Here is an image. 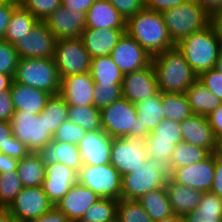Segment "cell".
<instances>
[{
    "mask_svg": "<svg viewBox=\"0 0 222 222\" xmlns=\"http://www.w3.org/2000/svg\"><path fill=\"white\" fill-rule=\"evenodd\" d=\"M210 192L222 199V157L215 153V174Z\"/></svg>",
    "mask_w": 222,
    "mask_h": 222,
    "instance_id": "obj_55",
    "label": "cell"
},
{
    "mask_svg": "<svg viewBox=\"0 0 222 222\" xmlns=\"http://www.w3.org/2000/svg\"><path fill=\"white\" fill-rule=\"evenodd\" d=\"M183 222H219V221H206V220H198L196 221L190 214H187L182 217Z\"/></svg>",
    "mask_w": 222,
    "mask_h": 222,
    "instance_id": "obj_65",
    "label": "cell"
},
{
    "mask_svg": "<svg viewBox=\"0 0 222 222\" xmlns=\"http://www.w3.org/2000/svg\"><path fill=\"white\" fill-rule=\"evenodd\" d=\"M215 68L218 69L222 73V51L219 55V58H218V61H217V64H216Z\"/></svg>",
    "mask_w": 222,
    "mask_h": 222,
    "instance_id": "obj_66",
    "label": "cell"
},
{
    "mask_svg": "<svg viewBox=\"0 0 222 222\" xmlns=\"http://www.w3.org/2000/svg\"><path fill=\"white\" fill-rule=\"evenodd\" d=\"M18 60L14 45L0 40V73L14 76Z\"/></svg>",
    "mask_w": 222,
    "mask_h": 222,
    "instance_id": "obj_46",
    "label": "cell"
},
{
    "mask_svg": "<svg viewBox=\"0 0 222 222\" xmlns=\"http://www.w3.org/2000/svg\"><path fill=\"white\" fill-rule=\"evenodd\" d=\"M78 182L100 198L121 199L122 176L110 163L101 166L83 165L78 172Z\"/></svg>",
    "mask_w": 222,
    "mask_h": 222,
    "instance_id": "obj_9",
    "label": "cell"
},
{
    "mask_svg": "<svg viewBox=\"0 0 222 222\" xmlns=\"http://www.w3.org/2000/svg\"><path fill=\"white\" fill-rule=\"evenodd\" d=\"M101 198L86 186L76 182L55 205L70 222H79L91 205Z\"/></svg>",
    "mask_w": 222,
    "mask_h": 222,
    "instance_id": "obj_21",
    "label": "cell"
},
{
    "mask_svg": "<svg viewBox=\"0 0 222 222\" xmlns=\"http://www.w3.org/2000/svg\"><path fill=\"white\" fill-rule=\"evenodd\" d=\"M138 201L154 222L174 215L165 186L147 192Z\"/></svg>",
    "mask_w": 222,
    "mask_h": 222,
    "instance_id": "obj_30",
    "label": "cell"
},
{
    "mask_svg": "<svg viewBox=\"0 0 222 222\" xmlns=\"http://www.w3.org/2000/svg\"><path fill=\"white\" fill-rule=\"evenodd\" d=\"M18 5L19 4L10 1L0 2V40H4L13 10Z\"/></svg>",
    "mask_w": 222,
    "mask_h": 222,
    "instance_id": "obj_51",
    "label": "cell"
},
{
    "mask_svg": "<svg viewBox=\"0 0 222 222\" xmlns=\"http://www.w3.org/2000/svg\"><path fill=\"white\" fill-rule=\"evenodd\" d=\"M125 20L145 8V0H108Z\"/></svg>",
    "mask_w": 222,
    "mask_h": 222,
    "instance_id": "obj_49",
    "label": "cell"
},
{
    "mask_svg": "<svg viewBox=\"0 0 222 222\" xmlns=\"http://www.w3.org/2000/svg\"><path fill=\"white\" fill-rule=\"evenodd\" d=\"M15 112L10 90L0 92V121L10 122Z\"/></svg>",
    "mask_w": 222,
    "mask_h": 222,
    "instance_id": "obj_50",
    "label": "cell"
},
{
    "mask_svg": "<svg viewBox=\"0 0 222 222\" xmlns=\"http://www.w3.org/2000/svg\"><path fill=\"white\" fill-rule=\"evenodd\" d=\"M45 165L62 163L79 172L83 167L78 145L52 140L38 152Z\"/></svg>",
    "mask_w": 222,
    "mask_h": 222,
    "instance_id": "obj_25",
    "label": "cell"
},
{
    "mask_svg": "<svg viewBox=\"0 0 222 222\" xmlns=\"http://www.w3.org/2000/svg\"><path fill=\"white\" fill-rule=\"evenodd\" d=\"M2 1H10V2H14L17 4H20L21 0H2Z\"/></svg>",
    "mask_w": 222,
    "mask_h": 222,
    "instance_id": "obj_68",
    "label": "cell"
},
{
    "mask_svg": "<svg viewBox=\"0 0 222 222\" xmlns=\"http://www.w3.org/2000/svg\"><path fill=\"white\" fill-rule=\"evenodd\" d=\"M186 1L188 0H145V8L161 13L169 8L177 7Z\"/></svg>",
    "mask_w": 222,
    "mask_h": 222,
    "instance_id": "obj_53",
    "label": "cell"
},
{
    "mask_svg": "<svg viewBox=\"0 0 222 222\" xmlns=\"http://www.w3.org/2000/svg\"><path fill=\"white\" fill-rule=\"evenodd\" d=\"M44 22L57 40L78 38L86 29V13L61 5Z\"/></svg>",
    "mask_w": 222,
    "mask_h": 222,
    "instance_id": "obj_17",
    "label": "cell"
},
{
    "mask_svg": "<svg viewBox=\"0 0 222 222\" xmlns=\"http://www.w3.org/2000/svg\"><path fill=\"white\" fill-rule=\"evenodd\" d=\"M13 77L23 85L59 94L61 78L54 58H19Z\"/></svg>",
    "mask_w": 222,
    "mask_h": 222,
    "instance_id": "obj_6",
    "label": "cell"
},
{
    "mask_svg": "<svg viewBox=\"0 0 222 222\" xmlns=\"http://www.w3.org/2000/svg\"><path fill=\"white\" fill-rule=\"evenodd\" d=\"M68 120L82 127L86 132L102 129L101 111L94 105L69 106Z\"/></svg>",
    "mask_w": 222,
    "mask_h": 222,
    "instance_id": "obj_37",
    "label": "cell"
},
{
    "mask_svg": "<svg viewBox=\"0 0 222 222\" xmlns=\"http://www.w3.org/2000/svg\"><path fill=\"white\" fill-rule=\"evenodd\" d=\"M117 220L119 222H154L138 200L124 198L118 200Z\"/></svg>",
    "mask_w": 222,
    "mask_h": 222,
    "instance_id": "obj_40",
    "label": "cell"
},
{
    "mask_svg": "<svg viewBox=\"0 0 222 222\" xmlns=\"http://www.w3.org/2000/svg\"><path fill=\"white\" fill-rule=\"evenodd\" d=\"M126 32V29H91L86 28L80 39L91 58L100 56H111L112 50L117 45L118 40Z\"/></svg>",
    "mask_w": 222,
    "mask_h": 222,
    "instance_id": "obj_23",
    "label": "cell"
},
{
    "mask_svg": "<svg viewBox=\"0 0 222 222\" xmlns=\"http://www.w3.org/2000/svg\"><path fill=\"white\" fill-rule=\"evenodd\" d=\"M161 15L175 44L211 23V16L195 0L164 10Z\"/></svg>",
    "mask_w": 222,
    "mask_h": 222,
    "instance_id": "obj_5",
    "label": "cell"
},
{
    "mask_svg": "<svg viewBox=\"0 0 222 222\" xmlns=\"http://www.w3.org/2000/svg\"><path fill=\"white\" fill-rule=\"evenodd\" d=\"M220 157H222V140L218 142V149L216 152Z\"/></svg>",
    "mask_w": 222,
    "mask_h": 222,
    "instance_id": "obj_67",
    "label": "cell"
},
{
    "mask_svg": "<svg viewBox=\"0 0 222 222\" xmlns=\"http://www.w3.org/2000/svg\"><path fill=\"white\" fill-rule=\"evenodd\" d=\"M12 135L23 142L30 152H38L53 140L47 129L45 117L31 112H14L10 121Z\"/></svg>",
    "mask_w": 222,
    "mask_h": 222,
    "instance_id": "obj_8",
    "label": "cell"
},
{
    "mask_svg": "<svg viewBox=\"0 0 222 222\" xmlns=\"http://www.w3.org/2000/svg\"><path fill=\"white\" fill-rule=\"evenodd\" d=\"M59 95L69 106L93 105L94 82L90 72L61 78Z\"/></svg>",
    "mask_w": 222,
    "mask_h": 222,
    "instance_id": "obj_20",
    "label": "cell"
},
{
    "mask_svg": "<svg viewBox=\"0 0 222 222\" xmlns=\"http://www.w3.org/2000/svg\"><path fill=\"white\" fill-rule=\"evenodd\" d=\"M157 84L161 93H186L198 79L182 52L175 45L152 57Z\"/></svg>",
    "mask_w": 222,
    "mask_h": 222,
    "instance_id": "obj_1",
    "label": "cell"
},
{
    "mask_svg": "<svg viewBox=\"0 0 222 222\" xmlns=\"http://www.w3.org/2000/svg\"><path fill=\"white\" fill-rule=\"evenodd\" d=\"M211 24L213 25L215 32L222 44V10L211 16Z\"/></svg>",
    "mask_w": 222,
    "mask_h": 222,
    "instance_id": "obj_61",
    "label": "cell"
},
{
    "mask_svg": "<svg viewBox=\"0 0 222 222\" xmlns=\"http://www.w3.org/2000/svg\"><path fill=\"white\" fill-rule=\"evenodd\" d=\"M20 5L38 21H45L52 12L61 6V0H21Z\"/></svg>",
    "mask_w": 222,
    "mask_h": 222,
    "instance_id": "obj_44",
    "label": "cell"
},
{
    "mask_svg": "<svg viewBox=\"0 0 222 222\" xmlns=\"http://www.w3.org/2000/svg\"><path fill=\"white\" fill-rule=\"evenodd\" d=\"M155 222H183V220H182V217L174 214V215H171L167 218H164L162 220L155 221Z\"/></svg>",
    "mask_w": 222,
    "mask_h": 222,
    "instance_id": "obj_64",
    "label": "cell"
},
{
    "mask_svg": "<svg viewBox=\"0 0 222 222\" xmlns=\"http://www.w3.org/2000/svg\"><path fill=\"white\" fill-rule=\"evenodd\" d=\"M162 106L166 119L182 122L193 115L184 93H162Z\"/></svg>",
    "mask_w": 222,
    "mask_h": 222,
    "instance_id": "obj_35",
    "label": "cell"
},
{
    "mask_svg": "<svg viewBox=\"0 0 222 222\" xmlns=\"http://www.w3.org/2000/svg\"><path fill=\"white\" fill-rule=\"evenodd\" d=\"M12 135L10 122L0 121V152L7 155L8 137Z\"/></svg>",
    "mask_w": 222,
    "mask_h": 222,
    "instance_id": "obj_58",
    "label": "cell"
},
{
    "mask_svg": "<svg viewBox=\"0 0 222 222\" xmlns=\"http://www.w3.org/2000/svg\"><path fill=\"white\" fill-rule=\"evenodd\" d=\"M85 134L86 131L82 127L66 120L53 134V140L78 145L79 141L85 136Z\"/></svg>",
    "mask_w": 222,
    "mask_h": 222,
    "instance_id": "obj_47",
    "label": "cell"
},
{
    "mask_svg": "<svg viewBox=\"0 0 222 222\" xmlns=\"http://www.w3.org/2000/svg\"><path fill=\"white\" fill-rule=\"evenodd\" d=\"M182 141L216 153L218 142L210 127L207 116L193 114L180 122Z\"/></svg>",
    "mask_w": 222,
    "mask_h": 222,
    "instance_id": "obj_22",
    "label": "cell"
},
{
    "mask_svg": "<svg viewBox=\"0 0 222 222\" xmlns=\"http://www.w3.org/2000/svg\"><path fill=\"white\" fill-rule=\"evenodd\" d=\"M180 122L163 119L155 129L149 133L145 140H164L177 144L182 141Z\"/></svg>",
    "mask_w": 222,
    "mask_h": 222,
    "instance_id": "obj_43",
    "label": "cell"
},
{
    "mask_svg": "<svg viewBox=\"0 0 222 222\" xmlns=\"http://www.w3.org/2000/svg\"><path fill=\"white\" fill-rule=\"evenodd\" d=\"M45 167L37 152H30L20 159L17 174L23 187L42 186L45 179Z\"/></svg>",
    "mask_w": 222,
    "mask_h": 222,
    "instance_id": "obj_31",
    "label": "cell"
},
{
    "mask_svg": "<svg viewBox=\"0 0 222 222\" xmlns=\"http://www.w3.org/2000/svg\"><path fill=\"white\" fill-rule=\"evenodd\" d=\"M215 174V153L204 161L174 169L169 177L176 183L193 189L210 192Z\"/></svg>",
    "mask_w": 222,
    "mask_h": 222,
    "instance_id": "obj_14",
    "label": "cell"
},
{
    "mask_svg": "<svg viewBox=\"0 0 222 222\" xmlns=\"http://www.w3.org/2000/svg\"><path fill=\"white\" fill-rule=\"evenodd\" d=\"M23 185L17 171H10L0 175V207L8 208L15 197L22 190Z\"/></svg>",
    "mask_w": 222,
    "mask_h": 222,
    "instance_id": "obj_41",
    "label": "cell"
},
{
    "mask_svg": "<svg viewBox=\"0 0 222 222\" xmlns=\"http://www.w3.org/2000/svg\"><path fill=\"white\" fill-rule=\"evenodd\" d=\"M14 81L13 75L0 73V92L4 90H10Z\"/></svg>",
    "mask_w": 222,
    "mask_h": 222,
    "instance_id": "obj_62",
    "label": "cell"
},
{
    "mask_svg": "<svg viewBox=\"0 0 222 222\" xmlns=\"http://www.w3.org/2000/svg\"><path fill=\"white\" fill-rule=\"evenodd\" d=\"M90 73L94 85L122 84L124 78V74L113 62L111 56L92 58Z\"/></svg>",
    "mask_w": 222,
    "mask_h": 222,
    "instance_id": "obj_33",
    "label": "cell"
},
{
    "mask_svg": "<svg viewBox=\"0 0 222 222\" xmlns=\"http://www.w3.org/2000/svg\"><path fill=\"white\" fill-rule=\"evenodd\" d=\"M86 28L126 29V20L108 0H96L86 12Z\"/></svg>",
    "mask_w": 222,
    "mask_h": 222,
    "instance_id": "obj_26",
    "label": "cell"
},
{
    "mask_svg": "<svg viewBox=\"0 0 222 222\" xmlns=\"http://www.w3.org/2000/svg\"><path fill=\"white\" fill-rule=\"evenodd\" d=\"M91 59L79 37L57 40L54 61L60 78L90 72Z\"/></svg>",
    "mask_w": 222,
    "mask_h": 222,
    "instance_id": "obj_10",
    "label": "cell"
},
{
    "mask_svg": "<svg viewBox=\"0 0 222 222\" xmlns=\"http://www.w3.org/2000/svg\"><path fill=\"white\" fill-rule=\"evenodd\" d=\"M111 57L123 74L143 69L152 62L149 53L126 32L118 40Z\"/></svg>",
    "mask_w": 222,
    "mask_h": 222,
    "instance_id": "obj_15",
    "label": "cell"
},
{
    "mask_svg": "<svg viewBox=\"0 0 222 222\" xmlns=\"http://www.w3.org/2000/svg\"><path fill=\"white\" fill-rule=\"evenodd\" d=\"M126 33L151 57L176 45L171 40L161 13L146 8L126 20Z\"/></svg>",
    "mask_w": 222,
    "mask_h": 222,
    "instance_id": "obj_2",
    "label": "cell"
},
{
    "mask_svg": "<svg viewBox=\"0 0 222 222\" xmlns=\"http://www.w3.org/2000/svg\"><path fill=\"white\" fill-rule=\"evenodd\" d=\"M101 125L112 138L130 136L145 140L150 133L141 130L136 105L124 97L101 110Z\"/></svg>",
    "mask_w": 222,
    "mask_h": 222,
    "instance_id": "obj_4",
    "label": "cell"
},
{
    "mask_svg": "<svg viewBox=\"0 0 222 222\" xmlns=\"http://www.w3.org/2000/svg\"><path fill=\"white\" fill-rule=\"evenodd\" d=\"M190 215L198 220L222 222V199L212 192H203L198 207Z\"/></svg>",
    "mask_w": 222,
    "mask_h": 222,
    "instance_id": "obj_38",
    "label": "cell"
},
{
    "mask_svg": "<svg viewBox=\"0 0 222 222\" xmlns=\"http://www.w3.org/2000/svg\"><path fill=\"white\" fill-rule=\"evenodd\" d=\"M122 97V84L94 85L93 105L100 111Z\"/></svg>",
    "mask_w": 222,
    "mask_h": 222,
    "instance_id": "obj_42",
    "label": "cell"
},
{
    "mask_svg": "<svg viewBox=\"0 0 222 222\" xmlns=\"http://www.w3.org/2000/svg\"><path fill=\"white\" fill-rule=\"evenodd\" d=\"M19 160L0 152V175L10 171H17Z\"/></svg>",
    "mask_w": 222,
    "mask_h": 222,
    "instance_id": "obj_59",
    "label": "cell"
},
{
    "mask_svg": "<svg viewBox=\"0 0 222 222\" xmlns=\"http://www.w3.org/2000/svg\"><path fill=\"white\" fill-rule=\"evenodd\" d=\"M11 98L15 112H31L35 115L40 114L50 98L51 94L23 85L13 81L11 89Z\"/></svg>",
    "mask_w": 222,
    "mask_h": 222,
    "instance_id": "obj_24",
    "label": "cell"
},
{
    "mask_svg": "<svg viewBox=\"0 0 222 222\" xmlns=\"http://www.w3.org/2000/svg\"><path fill=\"white\" fill-rule=\"evenodd\" d=\"M28 222H70L69 219L55 206L42 216Z\"/></svg>",
    "mask_w": 222,
    "mask_h": 222,
    "instance_id": "obj_56",
    "label": "cell"
},
{
    "mask_svg": "<svg viewBox=\"0 0 222 222\" xmlns=\"http://www.w3.org/2000/svg\"><path fill=\"white\" fill-rule=\"evenodd\" d=\"M30 153V150L26 147V145L16 139L13 135L8 137V145H7V155L10 157L17 158L18 160L24 158Z\"/></svg>",
    "mask_w": 222,
    "mask_h": 222,
    "instance_id": "obj_52",
    "label": "cell"
},
{
    "mask_svg": "<svg viewBox=\"0 0 222 222\" xmlns=\"http://www.w3.org/2000/svg\"><path fill=\"white\" fill-rule=\"evenodd\" d=\"M176 46L197 76L215 68L222 51L221 41L211 23L181 39Z\"/></svg>",
    "mask_w": 222,
    "mask_h": 222,
    "instance_id": "obj_3",
    "label": "cell"
},
{
    "mask_svg": "<svg viewBox=\"0 0 222 222\" xmlns=\"http://www.w3.org/2000/svg\"><path fill=\"white\" fill-rule=\"evenodd\" d=\"M148 158L144 140L130 136L113 138L110 164L121 176L134 172Z\"/></svg>",
    "mask_w": 222,
    "mask_h": 222,
    "instance_id": "obj_11",
    "label": "cell"
},
{
    "mask_svg": "<svg viewBox=\"0 0 222 222\" xmlns=\"http://www.w3.org/2000/svg\"><path fill=\"white\" fill-rule=\"evenodd\" d=\"M57 38L44 21H38L29 35L20 38L14 48L19 58H54Z\"/></svg>",
    "mask_w": 222,
    "mask_h": 222,
    "instance_id": "obj_13",
    "label": "cell"
},
{
    "mask_svg": "<svg viewBox=\"0 0 222 222\" xmlns=\"http://www.w3.org/2000/svg\"><path fill=\"white\" fill-rule=\"evenodd\" d=\"M210 127L213 129L217 142L222 140V104L207 116Z\"/></svg>",
    "mask_w": 222,
    "mask_h": 222,
    "instance_id": "obj_54",
    "label": "cell"
},
{
    "mask_svg": "<svg viewBox=\"0 0 222 222\" xmlns=\"http://www.w3.org/2000/svg\"><path fill=\"white\" fill-rule=\"evenodd\" d=\"M198 80L222 101V73L218 69L202 72Z\"/></svg>",
    "mask_w": 222,
    "mask_h": 222,
    "instance_id": "obj_48",
    "label": "cell"
},
{
    "mask_svg": "<svg viewBox=\"0 0 222 222\" xmlns=\"http://www.w3.org/2000/svg\"><path fill=\"white\" fill-rule=\"evenodd\" d=\"M195 1L199 3L210 16L222 10V0H195Z\"/></svg>",
    "mask_w": 222,
    "mask_h": 222,
    "instance_id": "obj_60",
    "label": "cell"
},
{
    "mask_svg": "<svg viewBox=\"0 0 222 222\" xmlns=\"http://www.w3.org/2000/svg\"><path fill=\"white\" fill-rule=\"evenodd\" d=\"M146 151L150 159L161 161L166 166L172 157V152L176 147L171 141L164 140H144Z\"/></svg>",
    "mask_w": 222,
    "mask_h": 222,
    "instance_id": "obj_45",
    "label": "cell"
},
{
    "mask_svg": "<svg viewBox=\"0 0 222 222\" xmlns=\"http://www.w3.org/2000/svg\"><path fill=\"white\" fill-rule=\"evenodd\" d=\"M96 0H61V5L75 11L87 12Z\"/></svg>",
    "mask_w": 222,
    "mask_h": 222,
    "instance_id": "obj_57",
    "label": "cell"
},
{
    "mask_svg": "<svg viewBox=\"0 0 222 222\" xmlns=\"http://www.w3.org/2000/svg\"><path fill=\"white\" fill-rule=\"evenodd\" d=\"M117 199L101 198L90 206L79 222H113L117 219Z\"/></svg>",
    "mask_w": 222,
    "mask_h": 222,
    "instance_id": "obj_39",
    "label": "cell"
},
{
    "mask_svg": "<svg viewBox=\"0 0 222 222\" xmlns=\"http://www.w3.org/2000/svg\"><path fill=\"white\" fill-rule=\"evenodd\" d=\"M78 182V172L62 163L48 164L45 167L43 190L55 206Z\"/></svg>",
    "mask_w": 222,
    "mask_h": 222,
    "instance_id": "obj_19",
    "label": "cell"
},
{
    "mask_svg": "<svg viewBox=\"0 0 222 222\" xmlns=\"http://www.w3.org/2000/svg\"><path fill=\"white\" fill-rule=\"evenodd\" d=\"M186 96L193 114L208 116L222 101L198 79L187 89Z\"/></svg>",
    "mask_w": 222,
    "mask_h": 222,
    "instance_id": "obj_28",
    "label": "cell"
},
{
    "mask_svg": "<svg viewBox=\"0 0 222 222\" xmlns=\"http://www.w3.org/2000/svg\"><path fill=\"white\" fill-rule=\"evenodd\" d=\"M0 222H16L8 208L0 207Z\"/></svg>",
    "mask_w": 222,
    "mask_h": 222,
    "instance_id": "obj_63",
    "label": "cell"
},
{
    "mask_svg": "<svg viewBox=\"0 0 222 222\" xmlns=\"http://www.w3.org/2000/svg\"><path fill=\"white\" fill-rule=\"evenodd\" d=\"M113 138L103 129L86 132L78 149L83 165L101 166L110 163Z\"/></svg>",
    "mask_w": 222,
    "mask_h": 222,
    "instance_id": "obj_18",
    "label": "cell"
},
{
    "mask_svg": "<svg viewBox=\"0 0 222 222\" xmlns=\"http://www.w3.org/2000/svg\"><path fill=\"white\" fill-rule=\"evenodd\" d=\"M168 179L167 166L148 158L134 172L122 176L121 198L139 200L147 192L164 187Z\"/></svg>",
    "mask_w": 222,
    "mask_h": 222,
    "instance_id": "obj_7",
    "label": "cell"
},
{
    "mask_svg": "<svg viewBox=\"0 0 222 222\" xmlns=\"http://www.w3.org/2000/svg\"><path fill=\"white\" fill-rule=\"evenodd\" d=\"M211 153L204 148L181 141L176 144L167 169L169 174L176 168L193 165L208 158Z\"/></svg>",
    "mask_w": 222,
    "mask_h": 222,
    "instance_id": "obj_34",
    "label": "cell"
},
{
    "mask_svg": "<svg viewBox=\"0 0 222 222\" xmlns=\"http://www.w3.org/2000/svg\"><path fill=\"white\" fill-rule=\"evenodd\" d=\"M54 207L42 186L23 187L8 210L16 222L36 219Z\"/></svg>",
    "mask_w": 222,
    "mask_h": 222,
    "instance_id": "obj_12",
    "label": "cell"
},
{
    "mask_svg": "<svg viewBox=\"0 0 222 222\" xmlns=\"http://www.w3.org/2000/svg\"><path fill=\"white\" fill-rule=\"evenodd\" d=\"M137 109V118L140 119L141 130L152 132L157 125L165 119L162 106V93L149 96L135 104Z\"/></svg>",
    "mask_w": 222,
    "mask_h": 222,
    "instance_id": "obj_29",
    "label": "cell"
},
{
    "mask_svg": "<svg viewBox=\"0 0 222 222\" xmlns=\"http://www.w3.org/2000/svg\"><path fill=\"white\" fill-rule=\"evenodd\" d=\"M68 108L69 105L59 95H51L48 99L44 110L40 113L42 117H45V123L47 129L54 134L60 125L68 120Z\"/></svg>",
    "mask_w": 222,
    "mask_h": 222,
    "instance_id": "obj_36",
    "label": "cell"
},
{
    "mask_svg": "<svg viewBox=\"0 0 222 222\" xmlns=\"http://www.w3.org/2000/svg\"><path fill=\"white\" fill-rule=\"evenodd\" d=\"M38 20L20 4L13 10L4 41L15 44L20 38L29 35Z\"/></svg>",
    "mask_w": 222,
    "mask_h": 222,
    "instance_id": "obj_32",
    "label": "cell"
},
{
    "mask_svg": "<svg viewBox=\"0 0 222 222\" xmlns=\"http://www.w3.org/2000/svg\"><path fill=\"white\" fill-rule=\"evenodd\" d=\"M152 62L145 68L124 74L122 81L123 97L136 104L159 93Z\"/></svg>",
    "mask_w": 222,
    "mask_h": 222,
    "instance_id": "obj_16",
    "label": "cell"
},
{
    "mask_svg": "<svg viewBox=\"0 0 222 222\" xmlns=\"http://www.w3.org/2000/svg\"><path fill=\"white\" fill-rule=\"evenodd\" d=\"M169 203L175 215L183 217L198 207L202 191L174 182L170 177L166 181Z\"/></svg>",
    "mask_w": 222,
    "mask_h": 222,
    "instance_id": "obj_27",
    "label": "cell"
}]
</instances>
